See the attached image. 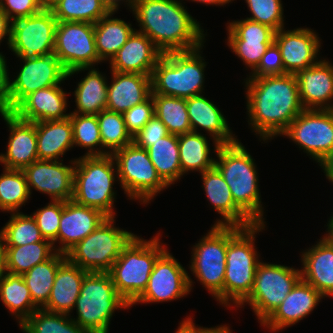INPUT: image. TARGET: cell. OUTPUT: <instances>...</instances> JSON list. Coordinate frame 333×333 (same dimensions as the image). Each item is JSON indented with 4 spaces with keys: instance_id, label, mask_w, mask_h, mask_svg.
Segmentation results:
<instances>
[{
    "instance_id": "cell-6",
    "label": "cell",
    "mask_w": 333,
    "mask_h": 333,
    "mask_svg": "<svg viewBox=\"0 0 333 333\" xmlns=\"http://www.w3.org/2000/svg\"><path fill=\"white\" fill-rule=\"evenodd\" d=\"M160 236L159 232L145 240L135 235L108 272L117 292L129 305L144 292L155 261L168 248Z\"/></svg>"
},
{
    "instance_id": "cell-15",
    "label": "cell",
    "mask_w": 333,
    "mask_h": 333,
    "mask_svg": "<svg viewBox=\"0 0 333 333\" xmlns=\"http://www.w3.org/2000/svg\"><path fill=\"white\" fill-rule=\"evenodd\" d=\"M193 280L185 267L166 249L155 261L144 292L130 305L171 302L186 297Z\"/></svg>"
},
{
    "instance_id": "cell-30",
    "label": "cell",
    "mask_w": 333,
    "mask_h": 333,
    "mask_svg": "<svg viewBox=\"0 0 333 333\" xmlns=\"http://www.w3.org/2000/svg\"><path fill=\"white\" fill-rule=\"evenodd\" d=\"M110 72L112 81L110 84L108 82L107 110L123 114L151 95V75Z\"/></svg>"
},
{
    "instance_id": "cell-1",
    "label": "cell",
    "mask_w": 333,
    "mask_h": 333,
    "mask_svg": "<svg viewBox=\"0 0 333 333\" xmlns=\"http://www.w3.org/2000/svg\"><path fill=\"white\" fill-rule=\"evenodd\" d=\"M248 125L260 142L280 137L304 110L295 74L246 77Z\"/></svg>"
},
{
    "instance_id": "cell-60",
    "label": "cell",
    "mask_w": 333,
    "mask_h": 333,
    "mask_svg": "<svg viewBox=\"0 0 333 333\" xmlns=\"http://www.w3.org/2000/svg\"><path fill=\"white\" fill-rule=\"evenodd\" d=\"M40 10L52 11L61 0H35Z\"/></svg>"
},
{
    "instance_id": "cell-48",
    "label": "cell",
    "mask_w": 333,
    "mask_h": 333,
    "mask_svg": "<svg viewBox=\"0 0 333 333\" xmlns=\"http://www.w3.org/2000/svg\"><path fill=\"white\" fill-rule=\"evenodd\" d=\"M50 201L46 206L38 208L31 215L35 219L43 238L50 241L55 249L63 201Z\"/></svg>"
},
{
    "instance_id": "cell-28",
    "label": "cell",
    "mask_w": 333,
    "mask_h": 333,
    "mask_svg": "<svg viewBox=\"0 0 333 333\" xmlns=\"http://www.w3.org/2000/svg\"><path fill=\"white\" fill-rule=\"evenodd\" d=\"M67 95L61 84L40 89L26 96L12 112L18 118L34 123L63 120L70 117V113H66Z\"/></svg>"
},
{
    "instance_id": "cell-38",
    "label": "cell",
    "mask_w": 333,
    "mask_h": 333,
    "mask_svg": "<svg viewBox=\"0 0 333 333\" xmlns=\"http://www.w3.org/2000/svg\"><path fill=\"white\" fill-rule=\"evenodd\" d=\"M160 178L168 185H174L182 178L179 158L178 135L169 134L160 138L147 149Z\"/></svg>"
},
{
    "instance_id": "cell-53",
    "label": "cell",
    "mask_w": 333,
    "mask_h": 333,
    "mask_svg": "<svg viewBox=\"0 0 333 333\" xmlns=\"http://www.w3.org/2000/svg\"><path fill=\"white\" fill-rule=\"evenodd\" d=\"M6 57L0 56V115L12 112L8 101V66Z\"/></svg>"
},
{
    "instance_id": "cell-34",
    "label": "cell",
    "mask_w": 333,
    "mask_h": 333,
    "mask_svg": "<svg viewBox=\"0 0 333 333\" xmlns=\"http://www.w3.org/2000/svg\"><path fill=\"white\" fill-rule=\"evenodd\" d=\"M114 13L117 11L111 10L94 24L96 49L103 62H109L136 30L131 23L113 17Z\"/></svg>"
},
{
    "instance_id": "cell-9",
    "label": "cell",
    "mask_w": 333,
    "mask_h": 333,
    "mask_svg": "<svg viewBox=\"0 0 333 333\" xmlns=\"http://www.w3.org/2000/svg\"><path fill=\"white\" fill-rule=\"evenodd\" d=\"M115 220V217H107L66 253L67 259L87 272L108 273L122 249L136 235L116 227Z\"/></svg>"
},
{
    "instance_id": "cell-8",
    "label": "cell",
    "mask_w": 333,
    "mask_h": 333,
    "mask_svg": "<svg viewBox=\"0 0 333 333\" xmlns=\"http://www.w3.org/2000/svg\"><path fill=\"white\" fill-rule=\"evenodd\" d=\"M71 318L88 333H109L115 310L130 309L119 295L109 273L89 272L83 279Z\"/></svg>"
},
{
    "instance_id": "cell-55",
    "label": "cell",
    "mask_w": 333,
    "mask_h": 333,
    "mask_svg": "<svg viewBox=\"0 0 333 333\" xmlns=\"http://www.w3.org/2000/svg\"><path fill=\"white\" fill-rule=\"evenodd\" d=\"M191 316L185 317L174 333H196V324Z\"/></svg>"
},
{
    "instance_id": "cell-14",
    "label": "cell",
    "mask_w": 333,
    "mask_h": 333,
    "mask_svg": "<svg viewBox=\"0 0 333 333\" xmlns=\"http://www.w3.org/2000/svg\"><path fill=\"white\" fill-rule=\"evenodd\" d=\"M57 19L52 11L12 21L9 49L19 60L35 59L54 52Z\"/></svg>"
},
{
    "instance_id": "cell-49",
    "label": "cell",
    "mask_w": 333,
    "mask_h": 333,
    "mask_svg": "<svg viewBox=\"0 0 333 333\" xmlns=\"http://www.w3.org/2000/svg\"><path fill=\"white\" fill-rule=\"evenodd\" d=\"M153 116L154 101L151 95L144 102L133 106L123 113L127 131L132 137H134Z\"/></svg>"
},
{
    "instance_id": "cell-24",
    "label": "cell",
    "mask_w": 333,
    "mask_h": 333,
    "mask_svg": "<svg viewBox=\"0 0 333 333\" xmlns=\"http://www.w3.org/2000/svg\"><path fill=\"white\" fill-rule=\"evenodd\" d=\"M2 119L9 128V139L5 153L0 154V165L8 169H21L38 160L36 126L18 118L13 112L3 114Z\"/></svg>"
},
{
    "instance_id": "cell-57",
    "label": "cell",
    "mask_w": 333,
    "mask_h": 333,
    "mask_svg": "<svg viewBox=\"0 0 333 333\" xmlns=\"http://www.w3.org/2000/svg\"><path fill=\"white\" fill-rule=\"evenodd\" d=\"M7 273L6 269V244L0 233V279Z\"/></svg>"
},
{
    "instance_id": "cell-51",
    "label": "cell",
    "mask_w": 333,
    "mask_h": 333,
    "mask_svg": "<svg viewBox=\"0 0 333 333\" xmlns=\"http://www.w3.org/2000/svg\"><path fill=\"white\" fill-rule=\"evenodd\" d=\"M169 134L165 124L154 115L133 137V143L140 148L148 149L154 142Z\"/></svg>"
},
{
    "instance_id": "cell-36",
    "label": "cell",
    "mask_w": 333,
    "mask_h": 333,
    "mask_svg": "<svg viewBox=\"0 0 333 333\" xmlns=\"http://www.w3.org/2000/svg\"><path fill=\"white\" fill-rule=\"evenodd\" d=\"M67 259L66 254L56 252L50 259L35 265L32 269L22 274L28 287L32 301L38 309H42L51 294L57 270Z\"/></svg>"
},
{
    "instance_id": "cell-2",
    "label": "cell",
    "mask_w": 333,
    "mask_h": 333,
    "mask_svg": "<svg viewBox=\"0 0 333 333\" xmlns=\"http://www.w3.org/2000/svg\"><path fill=\"white\" fill-rule=\"evenodd\" d=\"M183 0H132L129 10L139 23L138 32L148 36L163 53L188 51L204 45V29L189 14Z\"/></svg>"
},
{
    "instance_id": "cell-16",
    "label": "cell",
    "mask_w": 333,
    "mask_h": 333,
    "mask_svg": "<svg viewBox=\"0 0 333 333\" xmlns=\"http://www.w3.org/2000/svg\"><path fill=\"white\" fill-rule=\"evenodd\" d=\"M21 61L23 64L12 80L8 70V101L11 111L29 94L68 80V71L54 53Z\"/></svg>"
},
{
    "instance_id": "cell-5",
    "label": "cell",
    "mask_w": 333,
    "mask_h": 333,
    "mask_svg": "<svg viewBox=\"0 0 333 333\" xmlns=\"http://www.w3.org/2000/svg\"><path fill=\"white\" fill-rule=\"evenodd\" d=\"M203 47L163 54L151 75V94L187 99L205 93Z\"/></svg>"
},
{
    "instance_id": "cell-22",
    "label": "cell",
    "mask_w": 333,
    "mask_h": 333,
    "mask_svg": "<svg viewBox=\"0 0 333 333\" xmlns=\"http://www.w3.org/2000/svg\"><path fill=\"white\" fill-rule=\"evenodd\" d=\"M323 298L325 299L312 285L300 279L261 326L272 332H280L306 318Z\"/></svg>"
},
{
    "instance_id": "cell-50",
    "label": "cell",
    "mask_w": 333,
    "mask_h": 333,
    "mask_svg": "<svg viewBox=\"0 0 333 333\" xmlns=\"http://www.w3.org/2000/svg\"><path fill=\"white\" fill-rule=\"evenodd\" d=\"M249 74L247 77L284 75L281 52L275 42L269 45L258 66Z\"/></svg>"
},
{
    "instance_id": "cell-32",
    "label": "cell",
    "mask_w": 333,
    "mask_h": 333,
    "mask_svg": "<svg viewBox=\"0 0 333 333\" xmlns=\"http://www.w3.org/2000/svg\"><path fill=\"white\" fill-rule=\"evenodd\" d=\"M88 273L66 259L57 270L50 297L42 309L70 315Z\"/></svg>"
},
{
    "instance_id": "cell-20",
    "label": "cell",
    "mask_w": 333,
    "mask_h": 333,
    "mask_svg": "<svg viewBox=\"0 0 333 333\" xmlns=\"http://www.w3.org/2000/svg\"><path fill=\"white\" fill-rule=\"evenodd\" d=\"M321 40L311 28H282L275 33L274 42L280 49L284 74H296L317 64Z\"/></svg>"
},
{
    "instance_id": "cell-35",
    "label": "cell",
    "mask_w": 333,
    "mask_h": 333,
    "mask_svg": "<svg viewBox=\"0 0 333 333\" xmlns=\"http://www.w3.org/2000/svg\"><path fill=\"white\" fill-rule=\"evenodd\" d=\"M179 158L182 177L191 172L200 174L215 165V159L210 156L211 148L206 134L190 132L178 135Z\"/></svg>"
},
{
    "instance_id": "cell-33",
    "label": "cell",
    "mask_w": 333,
    "mask_h": 333,
    "mask_svg": "<svg viewBox=\"0 0 333 333\" xmlns=\"http://www.w3.org/2000/svg\"><path fill=\"white\" fill-rule=\"evenodd\" d=\"M39 160L59 161L74 148L73 126L70 118L35 122Z\"/></svg>"
},
{
    "instance_id": "cell-25",
    "label": "cell",
    "mask_w": 333,
    "mask_h": 333,
    "mask_svg": "<svg viewBox=\"0 0 333 333\" xmlns=\"http://www.w3.org/2000/svg\"><path fill=\"white\" fill-rule=\"evenodd\" d=\"M301 254V279L324 297L333 296V235L328 232Z\"/></svg>"
},
{
    "instance_id": "cell-61",
    "label": "cell",
    "mask_w": 333,
    "mask_h": 333,
    "mask_svg": "<svg viewBox=\"0 0 333 333\" xmlns=\"http://www.w3.org/2000/svg\"><path fill=\"white\" fill-rule=\"evenodd\" d=\"M192 2L202 3L206 6L208 5H218V6H225L226 4L232 3L234 0H190Z\"/></svg>"
},
{
    "instance_id": "cell-7",
    "label": "cell",
    "mask_w": 333,
    "mask_h": 333,
    "mask_svg": "<svg viewBox=\"0 0 333 333\" xmlns=\"http://www.w3.org/2000/svg\"><path fill=\"white\" fill-rule=\"evenodd\" d=\"M115 181L119 180L112 154L82 155L75 163L72 200L80 205L99 209L108 217H115Z\"/></svg>"
},
{
    "instance_id": "cell-46",
    "label": "cell",
    "mask_w": 333,
    "mask_h": 333,
    "mask_svg": "<svg viewBox=\"0 0 333 333\" xmlns=\"http://www.w3.org/2000/svg\"><path fill=\"white\" fill-rule=\"evenodd\" d=\"M6 246H21L39 241H48L41 235L33 216L22 212L10 213V219L0 229Z\"/></svg>"
},
{
    "instance_id": "cell-11",
    "label": "cell",
    "mask_w": 333,
    "mask_h": 333,
    "mask_svg": "<svg viewBox=\"0 0 333 333\" xmlns=\"http://www.w3.org/2000/svg\"><path fill=\"white\" fill-rule=\"evenodd\" d=\"M193 245L189 269L202 287L224 306V276L228 245V225H212Z\"/></svg>"
},
{
    "instance_id": "cell-17",
    "label": "cell",
    "mask_w": 333,
    "mask_h": 333,
    "mask_svg": "<svg viewBox=\"0 0 333 333\" xmlns=\"http://www.w3.org/2000/svg\"><path fill=\"white\" fill-rule=\"evenodd\" d=\"M53 53L68 72L103 63L96 49L94 24L86 22L57 21Z\"/></svg>"
},
{
    "instance_id": "cell-52",
    "label": "cell",
    "mask_w": 333,
    "mask_h": 333,
    "mask_svg": "<svg viewBox=\"0 0 333 333\" xmlns=\"http://www.w3.org/2000/svg\"><path fill=\"white\" fill-rule=\"evenodd\" d=\"M0 9L12 21L41 11L35 0H0Z\"/></svg>"
},
{
    "instance_id": "cell-37",
    "label": "cell",
    "mask_w": 333,
    "mask_h": 333,
    "mask_svg": "<svg viewBox=\"0 0 333 333\" xmlns=\"http://www.w3.org/2000/svg\"><path fill=\"white\" fill-rule=\"evenodd\" d=\"M0 299L8 312L16 318L20 326L38 308L22 275L7 272L0 279Z\"/></svg>"
},
{
    "instance_id": "cell-4",
    "label": "cell",
    "mask_w": 333,
    "mask_h": 333,
    "mask_svg": "<svg viewBox=\"0 0 333 333\" xmlns=\"http://www.w3.org/2000/svg\"><path fill=\"white\" fill-rule=\"evenodd\" d=\"M216 156L214 166L228 184L234 202L255 223H266L255 159L239 140L221 145Z\"/></svg>"
},
{
    "instance_id": "cell-40",
    "label": "cell",
    "mask_w": 333,
    "mask_h": 333,
    "mask_svg": "<svg viewBox=\"0 0 333 333\" xmlns=\"http://www.w3.org/2000/svg\"><path fill=\"white\" fill-rule=\"evenodd\" d=\"M154 101V115L167 127L170 134L192 132L185 98L151 94Z\"/></svg>"
},
{
    "instance_id": "cell-45",
    "label": "cell",
    "mask_w": 333,
    "mask_h": 333,
    "mask_svg": "<svg viewBox=\"0 0 333 333\" xmlns=\"http://www.w3.org/2000/svg\"><path fill=\"white\" fill-rule=\"evenodd\" d=\"M69 118L73 126L74 147L87 149L84 156L108 155L102 147L97 115L70 113Z\"/></svg>"
},
{
    "instance_id": "cell-29",
    "label": "cell",
    "mask_w": 333,
    "mask_h": 333,
    "mask_svg": "<svg viewBox=\"0 0 333 333\" xmlns=\"http://www.w3.org/2000/svg\"><path fill=\"white\" fill-rule=\"evenodd\" d=\"M162 55L148 36L135 30L109 61L110 71L152 75Z\"/></svg>"
},
{
    "instance_id": "cell-3",
    "label": "cell",
    "mask_w": 333,
    "mask_h": 333,
    "mask_svg": "<svg viewBox=\"0 0 333 333\" xmlns=\"http://www.w3.org/2000/svg\"><path fill=\"white\" fill-rule=\"evenodd\" d=\"M265 225L267 224L255 223L248 227L228 225L224 276V307L227 309L237 308L253 289L256 267L261 261L255 238L257 233L265 230Z\"/></svg>"
},
{
    "instance_id": "cell-58",
    "label": "cell",
    "mask_w": 333,
    "mask_h": 333,
    "mask_svg": "<svg viewBox=\"0 0 333 333\" xmlns=\"http://www.w3.org/2000/svg\"><path fill=\"white\" fill-rule=\"evenodd\" d=\"M326 178L333 183V153L320 165ZM333 185V184H332Z\"/></svg>"
},
{
    "instance_id": "cell-23",
    "label": "cell",
    "mask_w": 333,
    "mask_h": 333,
    "mask_svg": "<svg viewBox=\"0 0 333 333\" xmlns=\"http://www.w3.org/2000/svg\"><path fill=\"white\" fill-rule=\"evenodd\" d=\"M187 112L192 132H207L213 141L212 153H217L221 145L234 144L239 139L233 134L226 116L219 107L204 94L192 96L186 99Z\"/></svg>"
},
{
    "instance_id": "cell-47",
    "label": "cell",
    "mask_w": 333,
    "mask_h": 333,
    "mask_svg": "<svg viewBox=\"0 0 333 333\" xmlns=\"http://www.w3.org/2000/svg\"><path fill=\"white\" fill-rule=\"evenodd\" d=\"M247 3L252 21L264 24L276 32L284 26V9L281 0H244Z\"/></svg>"
},
{
    "instance_id": "cell-13",
    "label": "cell",
    "mask_w": 333,
    "mask_h": 333,
    "mask_svg": "<svg viewBox=\"0 0 333 333\" xmlns=\"http://www.w3.org/2000/svg\"><path fill=\"white\" fill-rule=\"evenodd\" d=\"M281 136L320 166L333 153V110L304 109Z\"/></svg>"
},
{
    "instance_id": "cell-56",
    "label": "cell",
    "mask_w": 333,
    "mask_h": 333,
    "mask_svg": "<svg viewBox=\"0 0 333 333\" xmlns=\"http://www.w3.org/2000/svg\"><path fill=\"white\" fill-rule=\"evenodd\" d=\"M231 327L224 324V325H218L215 327H202V326H196V333H233L230 329Z\"/></svg>"
},
{
    "instance_id": "cell-26",
    "label": "cell",
    "mask_w": 333,
    "mask_h": 333,
    "mask_svg": "<svg viewBox=\"0 0 333 333\" xmlns=\"http://www.w3.org/2000/svg\"><path fill=\"white\" fill-rule=\"evenodd\" d=\"M304 109L333 110V64L321 59L295 74Z\"/></svg>"
},
{
    "instance_id": "cell-42",
    "label": "cell",
    "mask_w": 333,
    "mask_h": 333,
    "mask_svg": "<svg viewBox=\"0 0 333 333\" xmlns=\"http://www.w3.org/2000/svg\"><path fill=\"white\" fill-rule=\"evenodd\" d=\"M23 333H88L72 318L71 314L34 311L20 326Z\"/></svg>"
},
{
    "instance_id": "cell-12",
    "label": "cell",
    "mask_w": 333,
    "mask_h": 333,
    "mask_svg": "<svg viewBox=\"0 0 333 333\" xmlns=\"http://www.w3.org/2000/svg\"><path fill=\"white\" fill-rule=\"evenodd\" d=\"M300 279V269L261 260L256 267L253 289L237 308L248 304L261 325Z\"/></svg>"
},
{
    "instance_id": "cell-39",
    "label": "cell",
    "mask_w": 333,
    "mask_h": 333,
    "mask_svg": "<svg viewBox=\"0 0 333 333\" xmlns=\"http://www.w3.org/2000/svg\"><path fill=\"white\" fill-rule=\"evenodd\" d=\"M56 253L50 241H39L21 246H6V269L22 275L35 265L45 262Z\"/></svg>"
},
{
    "instance_id": "cell-31",
    "label": "cell",
    "mask_w": 333,
    "mask_h": 333,
    "mask_svg": "<svg viewBox=\"0 0 333 333\" xmlns=\"http://www.w3.org/2000/svg\"><path fill=\"white\" fill-rule=\"evenodd\" d=\"M85 70L87 75L77 83L73 92L76 109L70 113L97 115L107 106L108 78L95 67L76 68L68 72L67 78Z\"/></svg>"
},
{
    "instance_id": "cell-54",
    "label": "cell",
    "mask_w": 333,
    "mask_h": 333,
    "mask_svg": "<svg viewBox=\"0 0 333 333\" xmlns=\"http://www.w3.org/2000/svg\"><path fill=\"white\" fill-rule=\"evenodd\" d=\"M12 20L0 9V45L4 39H7L8 48L11 42ZM0 56L5 57L2 52Z\"/></svg>"
},
{
    "instance_id": "cell-44",
    "label": "cell",
    "mask_w": 333,
    "mask_h": 333,
    "mask_svg": "<svg viewBox=\"0 0 333 333\" xmlns=\"http://www.w3.org/2000/svg\"><path fill=\"white\" fill-rule=\"evenodd\" d=\"M97 119L102 147L108 154L133 143V137L127 131L122 113L105 109L97 114Z\"/></svg>"
},
{
    "instance_id": "cell-10",
    "label": "cell",
    "mask_w": 333,
    "mask_h": 333,
    "mask_svg": "<svg viewBox=\"0 0 333 333\" xmlns=\"http://www.w3.org/2000/svg\"><path fill=\"white\" fill-rule=\"evenodd\" d=\"M118 182L129 200L150 204L154 197L169 186L160 178L147 149L131 143L113 154Z\"/></svg>"
},
{
    "instance_id": "cell-21",
    "label": "cell",
    "mask_w": 333,
    "mask_h": 333,
    "mask_svg": "<svg viewBox=\"0 0 333 333\" xmlns=\"http://www.w3.org/2000/svg\"><path fill=\"white\" fill-rule=\"evenodd\" d=\"M108 216L99 209L63 201L55 251L66 254L78 242L92 233Z\"/></svg>"
},
{
    "instance_id": "cell-41",
    "label": "cell",
    "mask_w": 333,
    "mask_h": 333,
    "mask_svg": "<svg viewBox=\"0 0 333 333\" xmlns=\"http://www.w3.org/2000/svg\"><path fill=\"white\" fill-rule=\"evenodd\" d=\"M30 198L24 171L3 167L0 175V210L7 213L20 212V208L25 206Z\"/></svg>"
},
{
    "instance_id": "cell-19",
    "label": "cell",
    "mask_w": 333,
    "mask_h": 333,
    "mask_svg": "<svg viewBox=\"0 0 333 333\" xmlns=\"http://www.w3.org/2000/svg\"><path fill=\"white\" fill-rule=\"evenodd\" d=\"M65 165L63 160H36L26 166L25 173L30 194L32 189L46 194L53 201H68L73 197L76 158Z\"/></svg>"
},
{
    "instance_id": "cell-18",
    "label": "cell",
    "mask_w": 333,
    "mask_h": 333,
    "mask_svg": "<svg viewBox=\"0 0 333 333\" xmlns=\"http://www.w3.org/2000/svg\"><path fill=\"white\" fill-rule=\"evenodd\" d=\"M227 45L235 53L246 70L258 66L269 45L274 42L276 31L250 19L234 20L226 24Z\"/></svg>"
},
{
    "instance_id": "cell-27",
    "label": "cell",
    "mask_w": 333,
    "mask_h": 333,
    "mask_svg": "<svg viewBox=\"0 0 333 333\" xmlns=\"http://www.w3.org/2000/svg\"><path fill=\"white\" fill-rule=\"evenodd\" d=\"M202 188L207 200L221 219L214 225H234L248 227L255 222L234 202L228 184L219 170L214 166L201 174Z\"/></svg>"
},
{
    "instance_id": "cell-43",
    "label": "cell",
    "mask_w": 333,
    "mask_h": 333,
    "mask_svg": "<svg viewBox=\"0 0 333 333\" xmlns=\"http://www.w3.org/2000/svg\"><path fill=\"white\" fill-rule=\"evenodd\" d=\"M111 10L102 0H61L52 10L59 22L95 24Z\"/></svg>"
},
{
    "instance_id": "cell-59",
    "label": "cell",
    "mask_w": 333,
    "mask_h": 333,
    "mask_svg": "<svg viewBox=\"0 0 333 333\" xmlns=\"http://www.w3.org/2000/svg\"><path fill=\"white\" fill-rule=\"evenodd\" d=\"M102 1L108 6L110 10L118 11L120 5L123 4V2L125 3L123 5H127L128 6L127 9H129L132 0H102Z\"/></svg>"
}]
</instances>
